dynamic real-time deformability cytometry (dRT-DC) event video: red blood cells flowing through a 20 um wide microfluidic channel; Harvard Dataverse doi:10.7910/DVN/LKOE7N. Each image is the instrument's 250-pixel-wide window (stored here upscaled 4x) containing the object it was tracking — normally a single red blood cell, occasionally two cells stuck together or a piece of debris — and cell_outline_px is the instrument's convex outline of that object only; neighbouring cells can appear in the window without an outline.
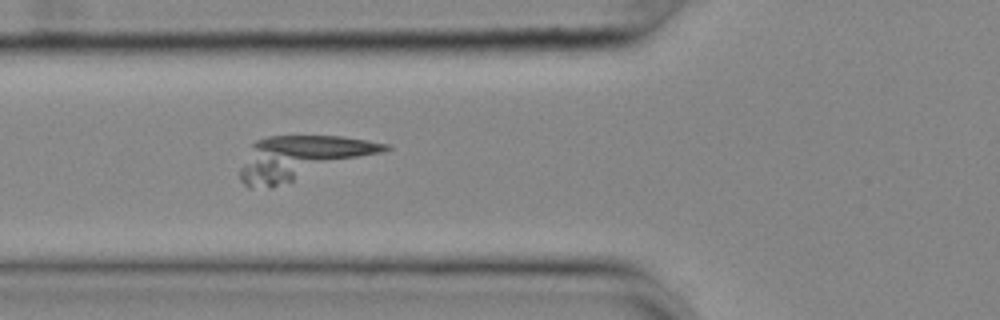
{"species": "common noctule bat (a hibernating species)", "species_latin": "Nyctalus noctula", "temperature_condition": "cold", "stored_images_in_passage": 48, "camera_frame_rate_fps": 3000, "um_per_image_px": 0.085, "animal": {"sex": "female", "body_mass_g": 25.1}, "frame": {"image": 1, "passage_image": 13, "time_ms": 4.0, "image_size_px": [1000, 320], "cell_outline_px": [[392, 148], [384, 152], [272, 188], [248, 188], [240, 180], [240, 168], [252, 144], [256, 140], [268, 136], [340, 136], [388, 144]], "centroid_in_image_um": [25.59, 13.41], "position_along_channel_um": 100.2, "area_um2": 36.36}}
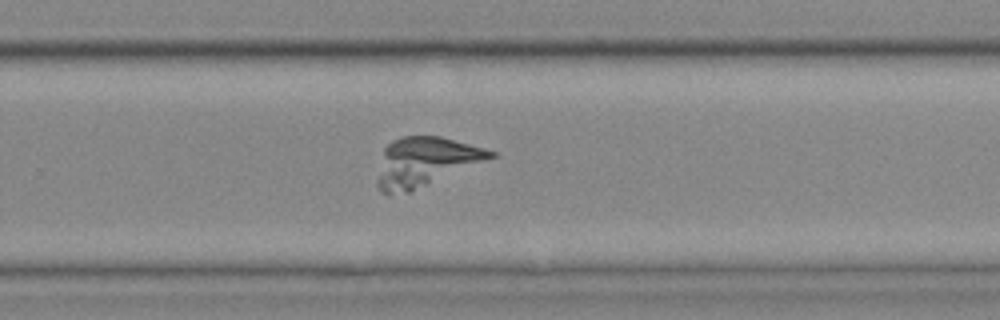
{"frame": {"image": 2, "passage_image": 29, "time_ms": 9.333, "image_size_px": [1000, 320], "cell_outline_px": [[496, 156], [408, 192], [388, 196], [376, 184], [384, 148], [392, 140], [404, 136], [440, 136], [484, 148], [496, 152]], "centroid_in_image_um": [36.11, 13.75], "position_along_channel_um": 293.7, "area_um2": 31.73}}
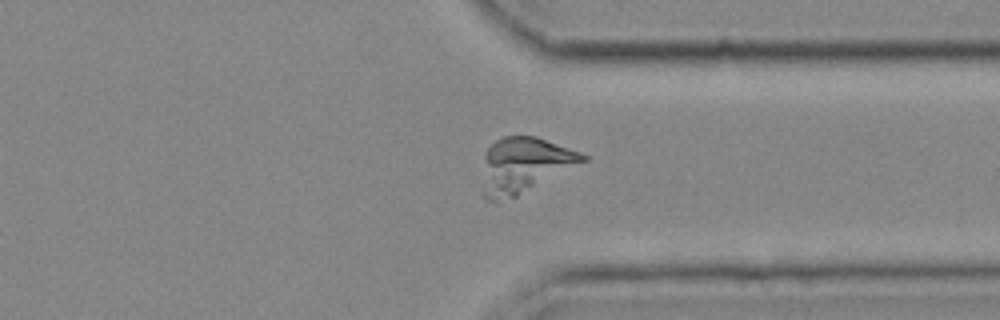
{"frame": {"image": 3, "passage_image": 35, "time_ms": 11.333, "image_size_px": [1000, 320], "cell_outline_px": [[588, 160], [516, 196], [492, 200], [484, 200], [484, 156], [488, 148], [496, 140], [504, 136], [536, 136], [580, 152], [588, 156]], "centroid_in_image_um": [44.59, 14.0], "position_along_channel_um": 366.8, "area_um2": 31.67}}